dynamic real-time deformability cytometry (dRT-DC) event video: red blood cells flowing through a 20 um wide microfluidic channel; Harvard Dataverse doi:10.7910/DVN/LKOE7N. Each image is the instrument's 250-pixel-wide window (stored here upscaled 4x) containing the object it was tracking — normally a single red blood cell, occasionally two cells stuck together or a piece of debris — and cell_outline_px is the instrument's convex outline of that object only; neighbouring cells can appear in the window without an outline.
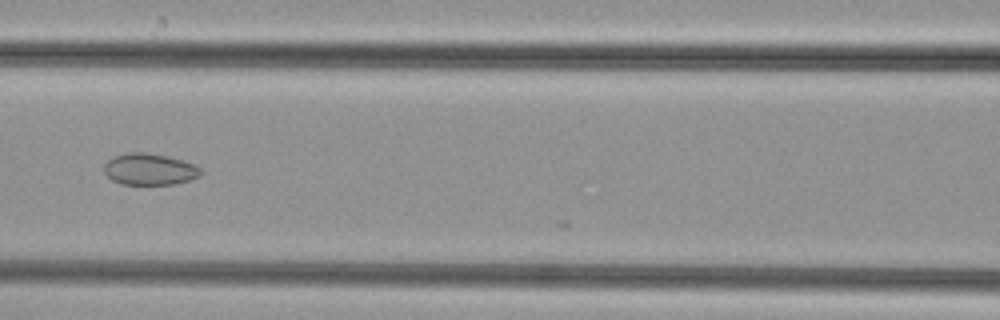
{"species": "common noctule bat (a hibernating species)", "species_latin": "Nyctalus noctula", "temperature_condition": "cold", "stored_images_in_passage": 27, "camera_frame_rate_fps": 3000, "um_per_image_px": 0.085, "animal": {"sex": "female", "body_mass_g": 29.2, "forearm_length_mm": 56.3}, "frame": {"image": 1, "passage_image": 22, "time_ms": 7.0, "image_size_px": [1000, 320], "cell_outline_px": [[200, 176], [176, 184], [120, 184], [112, 180], [104, 172], [104, 164], [112, 156], [128, 152], [144, 152], [168, 156], [192, 164], [200, 168]], "centroid_in_image_um": [12.66, 14.38], "position_along_channel_um": 153.9, "area_um2": 17.69}}
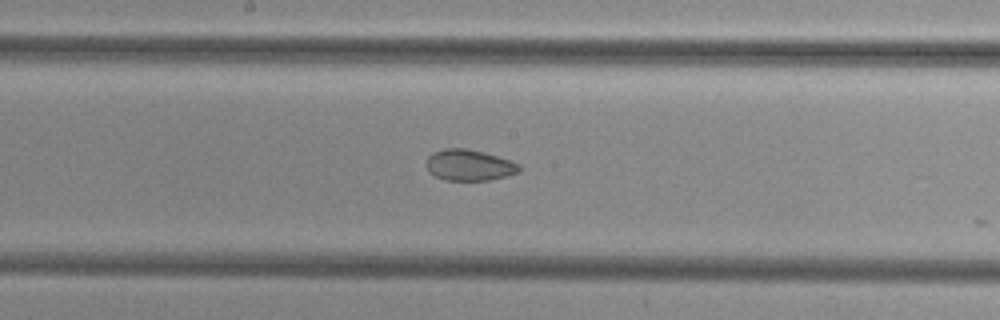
{"frame": {"image": 2, "passage_image": 26, "time_ms": 8.333, "image_size_px": [1000, 320], "cell_outline_px": [[520, 172], [508, 176], [488, 180], [448, 180], [436, 176], [428, 172], [428, 156], [432, 152], [444, 148], [464, 148], [496, 156], [520, 164]], "centroid_in_image_um": [39.89, 14.04], "position_along_channel_um": 208.3, "area_um2": 16.59}}